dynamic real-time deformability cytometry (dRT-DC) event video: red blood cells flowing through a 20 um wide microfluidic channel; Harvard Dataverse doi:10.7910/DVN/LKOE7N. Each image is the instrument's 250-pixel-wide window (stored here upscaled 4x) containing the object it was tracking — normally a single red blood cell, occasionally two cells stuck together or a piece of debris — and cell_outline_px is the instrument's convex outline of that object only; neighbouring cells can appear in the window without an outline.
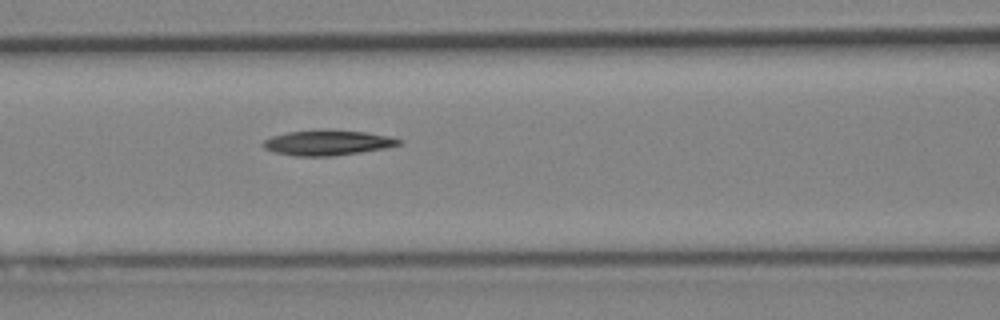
{"species": "Egyptian fruit bat (a non-hibernating species)", "species_latin": "Rousettus aegyptiacus", "temperature_condition": "cold", "stored_images_in_passage": 6, "camera_frame_rate_fps": 3000, "um_per_image_px": 0.085, "animal": {"sex": "female"}, "frame": {"image": 1, "passage_image": 6, "time_ms": 6.667, "image_size_px": [1000, 320], "cell_outline_px": [[404, 140], [400, 144], [384, 148], [360, 152], [332, 156], [296, 156], [276, 152], [264, 148], [260, 144], [264, 140], [272, 136], [288, 132], [368, 132], [388, 136]], "centroid_in_image_um": [27.84, 12.17], "position_along_channel_um": 138.8, "area_um2": 19.02}}